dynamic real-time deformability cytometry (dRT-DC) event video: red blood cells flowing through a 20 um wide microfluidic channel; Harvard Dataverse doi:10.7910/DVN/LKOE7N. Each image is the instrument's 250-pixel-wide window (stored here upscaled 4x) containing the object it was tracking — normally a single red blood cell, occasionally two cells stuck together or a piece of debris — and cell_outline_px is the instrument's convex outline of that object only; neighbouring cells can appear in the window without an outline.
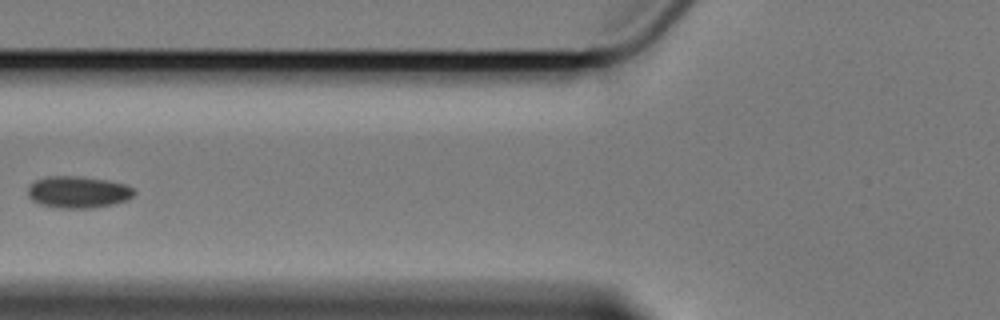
{"species": "Egyptian fruit bat (a non-hibernating species)", "species_latin": "Rousettus aegyptiacus", "temperature_condition": "cold", "stored_images_in_passage": 5, "camera_frame_rate_fps": 3000, "um_per_image_px": 0.085, "animal": {"sex": "female"}, "frame": {"image": 1, "passage_image": 5, "time_ms": 4.667, "image_size_px": [1000, 320], "cell_outline_px": [[136, 192], [128, 200], [112, 204], [92, 208], [56, 208], [40, 204], [32, 200], [28, 196], [28, 184], [36, 180], [48, 176], [80, 176], [108, 180], [128, 184]], "centroid_in_image_um": [6.64, 16.32], "position_along_channel_um": 119.2, "area_um2": 19.94}}